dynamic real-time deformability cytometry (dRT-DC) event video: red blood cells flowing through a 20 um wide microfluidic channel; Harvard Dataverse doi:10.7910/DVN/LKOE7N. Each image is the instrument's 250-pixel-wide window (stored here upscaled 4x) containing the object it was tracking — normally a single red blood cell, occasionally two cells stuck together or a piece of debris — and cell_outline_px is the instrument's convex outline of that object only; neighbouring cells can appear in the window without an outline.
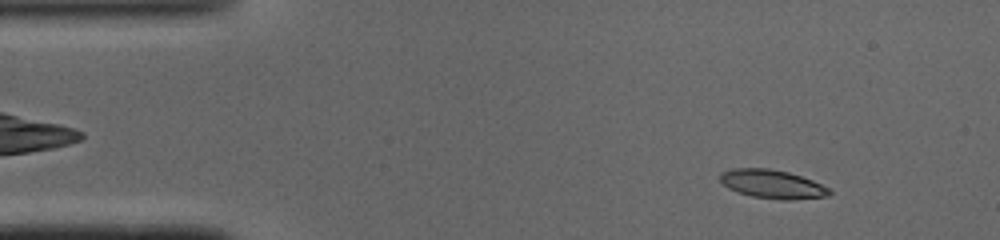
{"species": "common noctule bat (a hibernating species)", "species_latin": "Nyctalus noctula", "temperature_condition": "cold", "stored_images_in_passage": 23, "camera_frame_rate_fps": 3000, "um_per_image_px": 0.085, "animal": {"sex": "male", "body_mass_g": 19.0, "forearm_length_mm": 50.8}, "frame": {"image": 1, "passage_image": 5, "time_ms": 1.333, "image_size_px": [1000, 240], "cell_outline_px": [[832, 192], [828, 196], [792, 200], [784, 200], [752, 196], [736, 192], [728, 188], [720, 180], [720, 172], [732, 168], [768, 168], [788, 172], [812, 180], [828, 188]], "centroid_in_image_um": [65.62, 15.65], "position_along_channel_um": 19.4, "area_um2": 18.21}}
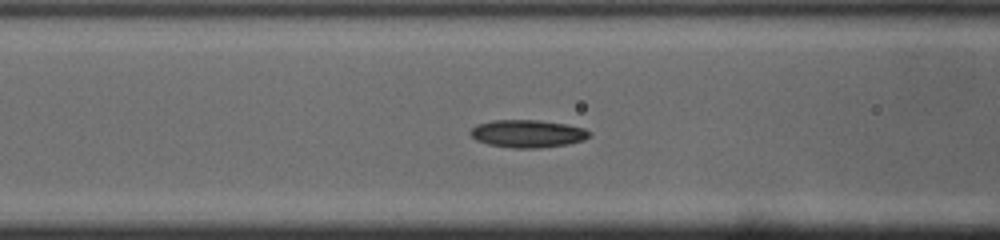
{"frame": {"image": 2, "passage_image": 18, "time_ms": 5.667, "image_size_px": [1000, 240], "cell_outline_px": [[592, 132], [584, 140], [568, 144], [540, 148], [512, 148], [488, 144], [476, 140], [468, 132], [476, 124], [492, 120], [536, 120], [564, 124], [584, 128]], "centroid_in_image_um": [44.82, 11.36], "position_along_channel_um": 121.8, "area_um2": 19.19}}
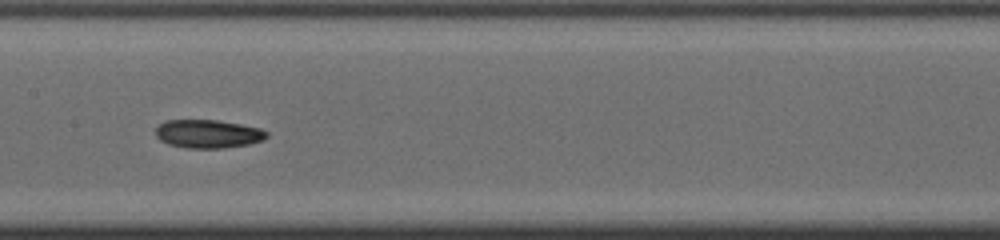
{"frame": {"image": 3, "passage_image": 23, "time_ms": 7.333, "image_size_px": [1000, 240], "cell_outline_px": [[268, 136], [264, 140], [248, 144], [224, 148], [188, 148], [168, 144], [160, 140], [156, 136], [156, 128], [164, 120], [216, 120], [240, 124], [260, 128], [268, 132]], "centroid_in_image_um": [17.69, 11.38], "position_along_channel_um": 189.7, "area_um2": 18.38}}